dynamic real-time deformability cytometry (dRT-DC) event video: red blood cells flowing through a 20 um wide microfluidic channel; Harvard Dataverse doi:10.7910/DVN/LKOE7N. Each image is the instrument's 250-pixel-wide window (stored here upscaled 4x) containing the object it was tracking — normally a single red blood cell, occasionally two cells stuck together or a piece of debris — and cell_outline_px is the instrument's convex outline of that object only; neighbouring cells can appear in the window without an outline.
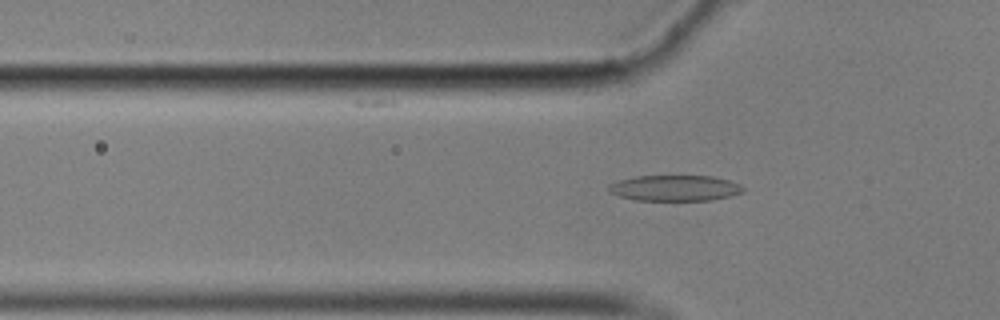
{"species": "common noctule bat (a hibernating species)", "species_latin": "Nyctalus noctula", "temperature_condition": "cold", "stored_images_in_passage": 59, "camera_frame_rate_fps": 3000, "um_per_image_px": 0.085, "animal": {"sex": "male", "body_mass_g": 17.9}, "frame": {"image": 1, "passage_image": 19, "time_ms": 6.0, "image_size_px": [1000, 320], "cell_outline_px": [[744, 192], [732, 196], [712, 200], [636, 200], [620, 196], [608, 192], [608, 188], [612, 184], [620, 180], [636, 176], [712, 176], [728, 180], [740, 184], [744, 188]], "centroid_in_image_um": [57.41, 15.99], "position_along_channel_um": 68.4, "area_um2": 20.11}}
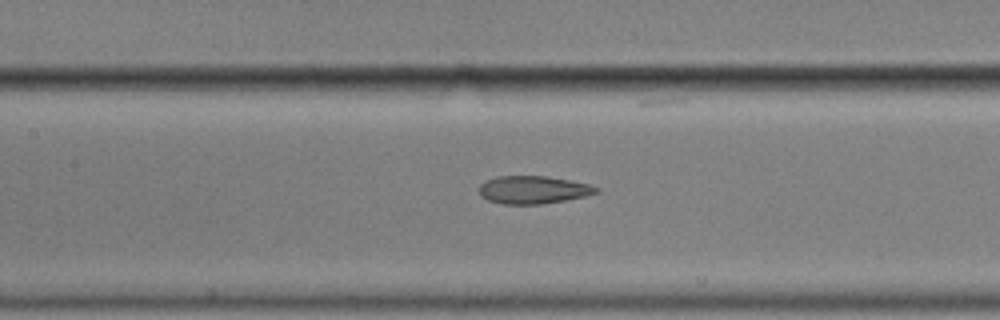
{"frame": {"image": 2, "passage_image": 27, "time_ms": 8.667, "image_size_px": [1000, 320], "cell_outline_px": [[600, 192], [584, 196], [564, 200], [540, 204], [500, 204], [488, 200], [480, 196], [480, 184], [484, 180], [496, 176], [548, 176], [588, 184], [600, 188]], "centroid_in_image_um": [45.29, 16.13], "position_along_channel_um": 162.1, "area_um2": 19.02}}
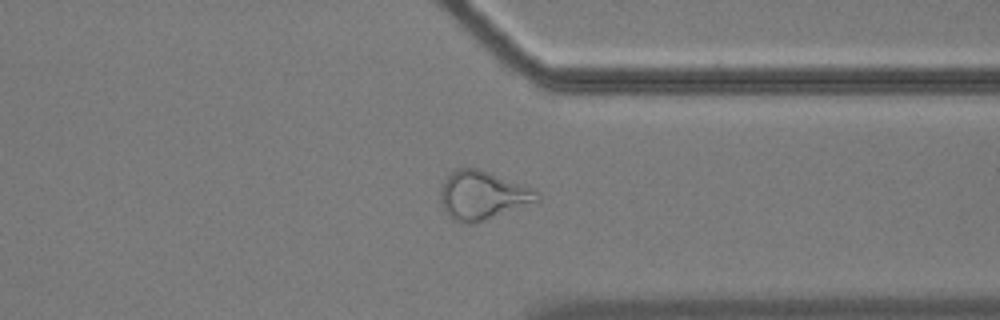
{"frame": {"image": 3, "passage_image": 45, "time_ms": 14.667, "image_size_px": [1000, 320], "cell_outline_px": [[540, 200], [476, 224], [464, 224], [452, 220], [448, 216], [440, 200], [440, 188], [444, 180], [456, 168], [476, 168], [488, 172], [532, 188], [540, 196]], "centroid_in_image_um": [40.97, 16.63], "position_along_channel_um": 370.4, "area_um2": 27.28}, "authors_computed_cell_mechanics": {"area_um2": 19.5942, "velocity_mm_per_s": 3.4905, "shape_relaxation_time_tau1_ms": null, "shape_relaxation_time_tau2_ms": 2.2723, "deformation_change_tau1": null, "deformation_change_tau2": 0.0987}}